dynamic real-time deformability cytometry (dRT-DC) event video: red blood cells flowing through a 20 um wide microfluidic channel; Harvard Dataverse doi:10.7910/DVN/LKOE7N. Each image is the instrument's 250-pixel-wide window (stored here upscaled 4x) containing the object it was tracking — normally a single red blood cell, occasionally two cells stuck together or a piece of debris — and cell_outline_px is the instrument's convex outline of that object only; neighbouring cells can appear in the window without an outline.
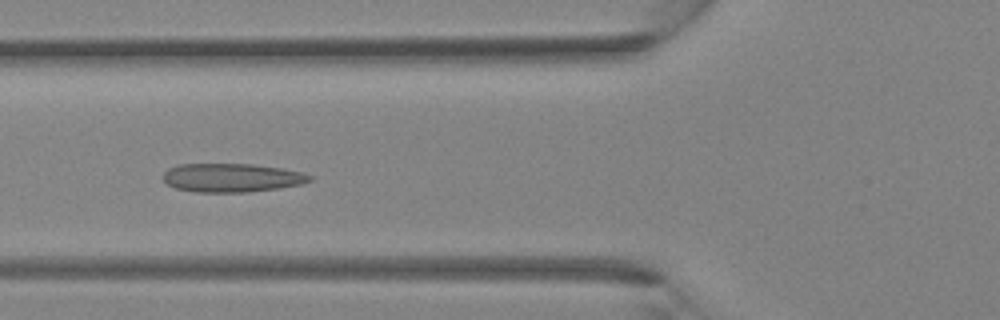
{"species": "Egyptian fruit bat (a non-hibernating species)", "species_latin": "Rousettus aegyptiacus", "temperature_condition": "room temperature", "stored_images_in_passage": 32, "camera_frame_rate_fps": 3000, "um_per_image_px": 0.085, "animal": {"sex": "female"}, "frame": {"image": 1, "passage_image": 10, "time_ms": 3.0, "image_size_px": [1000, 320], "cell_outline_px": [[312, 180], [300, 184], [280, 188], [248, 192], [196, 192], [176, 188], [168, 184], [164, 180], [164, 172], [168, 168], [176, 164], [252, 164], [280, 168], [300, 172], [312, 176]], "centroid_in_image_um": [19.68, 15.1], "position_along_channel_um": 106.1, "area_um2": 24.39}}
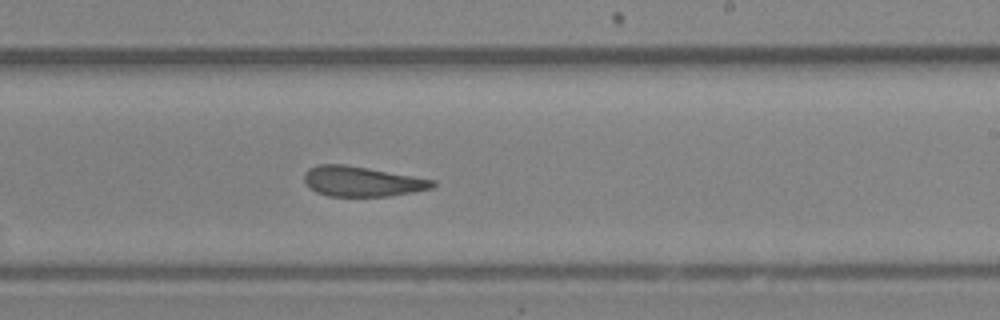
{"frame": {"image": 2, "passage_image": 19, "time_ms": 6.0, "image_size_px": [1000, 320], "cell_outline_px": [[436, 184], [432, 188], [412, 192], [388, 196], [328, 196], [316, 192], [308, 188], [304, 180], [304, 172], [308, 168], [316, 164], [344, 164], [368, 168], [436, 180]], "centroid_in_image_um": [30.72, 15.41], "position_along_channel_um": 258.3, "area_um2": 22.6}}
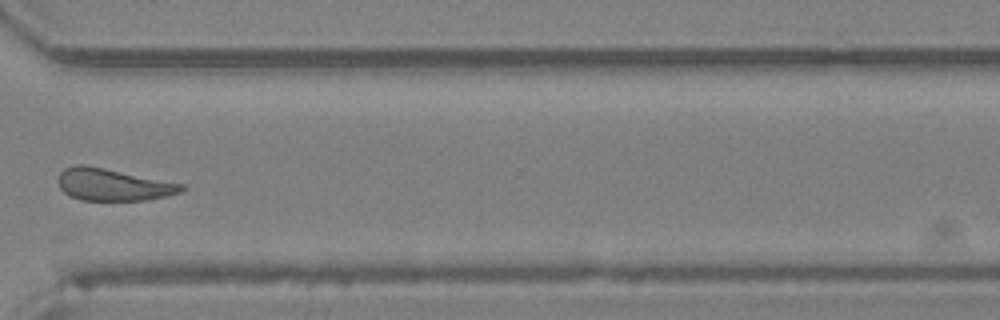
{"frame": {"image": 3, "passage_image": 25, "time_ms": 8.0, "image_size_px": [1000, 320], "cell_outline_px": [[184, 188], [180, 192], [168, 196], [144, 200], [80, 200], [68, 196], [60, 188], [56, 180], [60, 172], [64, 168], [76, 164], [84, 164], [184, 184]], "centroid_in_image_um": [9.55, 15.69], "position_along_channel_um": 361.1, "area_um2": 23.12}}